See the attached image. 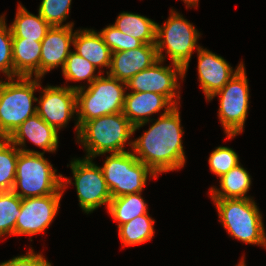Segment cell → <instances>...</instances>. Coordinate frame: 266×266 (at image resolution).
I'll use <instances>...</instances> for the list:
<instances>
[{
  "label": "cell",
  "mask_w": 266,
  "mask_h": 266,
  "mask_svg": "<svg viewBox=\"0 0 266 266\" xmlns=\"http://www.w3.org/2000/svg\"><path fill=\"white\" fill-rule=\"evenodd\" d=\"M178 107L165 109L148 131L128 144L133 154L148 166L156 176L184 166L186 161L182 145L183 130ZM138 155V156H137Z\"/></svg>",
  "instance_id": "cell-1"
},
{
  "label": "cell",
  "mask_w": 266,
  "mask_h": 266,
  "mask_svg": "<svg viewBox=\"0 0 266 266\" xmlns=\"http://www.w3.org/2000/svg\"><path fill=\"white\" fill-rule=\"evenodd\" d=\"M19 149L12 191L21 199L63 194L64 187L72 183L67 177H62V174H56L57 170L43 157L44 152Z\"/></svg>",
  "instance_id": "cell-2"
},
{
  "label": "cell",
  "mask_w": 266,
  "mask_h": 266,
  "mask_svg": "<svg viewBox=\"0 0 266 266\" xmlns=\"http://www.w3.org/2000/svg\"><path fill=\"white\" fill-rule=\"evenodd\" d=\"M126 83L107 74L99 76L85 90L84 86H68L76 90L77 136L79 128L89 120L123 112Z\"/></svg>",
  "instance_id": "cell-3"
},
{
  "label": "cell",
  "mask_w": 266,
  "mask_h": 266,
  "mask_svg": "<svg viewBox=\"0 0 266 266\" xmlns=\"http://www.w3.org/2000/svg\"><path fill=\"white\" fill-rule=\"evenodd\" d=\"M133 135V125L123 112L104 115L86 121L80 128L77 142L83 144L92 159L105 153H123L124 145Z\"/></svg>",
  "instance_id": "cell-4"
},
{
  "label": "cell",
  "mask_w": 266,
  "mask_h": 266,
  "mask_svg": "<svg viewBox=\"0 0 266 266\" xmlns=\"http://www.w3.org/2000/svg\"><path fill=\"white\" fill-rule=\"evenodd\" d=\"M39 77L8 78L0 81V138H8L28 118L37 113L34 92L41 86ZM39 81V82H38Z\"/></svg>",
  "instance_id": "cell-5"
},
{
  "label": "cell",
  "mask_w": 266,
  "mask_h": 266,
  "mask_svg": "<svg viewBox=\"0 0 266 266\" xmlns=\"http://www.w3.org/2000/svg\"><path fill=\"white\" fill-rule=\"evenodd\" d=\"M212 200L230 236L247 244L266 246L262 215L252 198Z\"/></svg>",
  "instance_id": "cell-6"
},
{
  "label": "cell",
  "mask_w": 266,
  "mask_h": 266,
  "mask_svg": "<svg viewBox=\"0 0 266 266\" xmlns=\"http://www.w3.org/2000/svg\"><path fill=\"white\" fill-rule=\"evenodd\" d=\"M199 36L200 34L190 22L181 14L171 10L170 17L162 27L156 24L155 45L158 58L165 60L162 50L166 48V54L172 63L180 65L183 68V76H185L193 50L201 47L197 45Z\"/></svg>",
  "instance_id": "cell-7"
},
{
  "label": "cell",
  "mask_w": 266,
  "mask_h": 266,
  "mask_svg": "<svg viewBox=\"0 0 266 266\" xmlns=\"http://www.w3.org/2000/svg\"><path fill=\"white\" fill-rule=\"evenodd\" d=\"M101 169L112 198L140 193L148 175L157 177L130 151L110 154Z\"/></svg>",
  "instance_id": "cell-8"
},
{
  "label": "cell",
  "mask_w": 266,
  "mask_h": 266,
  "mask_svg": "<svg viewBox=\"0 0 266 266\" xmlns=\"http://www.w3.org/2000/svg\"><path fill=\"white\" fill-rule=\"evenodd\" d=\"M219 96V119L225 129L228 139L243 132L248 104L249 85L244 65L234 74L229 82L219 91L214 93L208 100Z\"/></svg>",
  "instance_id": "cell-9"
},
{
  "label": "cell",
  "mask_w": 266,
  "mask_h": 266,
  "mask_svg": "<svg viewBox=\"0 0 266 266\" xmlns=\"http://www.w3.org/2000/svg\"><path fill=\"white\" fill-rule=\"evenodd\" d=\"M70 167L82 210L88 214L103 204H106L108 209L112 197L101 167L88 158L74 159Z\"/></svg>",
  "instance_id": "cell-10"
},
{
  "label": "cell",
  "mask_w": 266,
  "mask_h": 266,
  "mask_svg": "<svg viewBox=\"0 0 266 266\" xmlns=\"http://www.w3.org/2000/svg\"><path fill=\"white\" fill-rule=\"evenodd\" d=\"M162 60H158L149 68L142 70L134 75L128 82L126 88H131L132 92H151L164 95L174 106L177 102L174 99H180L178 96L179 84L177 78L179 75L182 79L183 68L180 65L174 64L172 66H162ZM178 93V94H176Z\"/></svg>",
  "instance_id": "cell-11"
},
{
  "label": "cell",
  "mask_w": 266,
  "mask_h": 266,
  "mask_svg": "<svg viewBox=\"0 0 266 266\" xmlns=\"http://www.w3.org/2000/svg\"><path fill=\"white\" fill-rule=\"evenodd\" d=\"M62 194L22 199L14 235H35L45 232L57 215Z\"/></svg>",
  "instance_id": "cell-12"
},
{
  "label": "cell",
  "mask_w": 266,
  "mask_h": 266,
  "mask_svg": "<svg viewBox=\"0 0 266 266\" xmlns=\"http://www.w3.org/2000/svg\"><path fill=\"white\" fill-rule=\"evenodd\" d=\"M37 100V114L57 131L77 113L76 90L60 86H47Z\"/></svg>",
  "instance_id": "cell-13"
},
{
  "label": "cell",
  "mask_w": 266,
  "mask_h": 266,
  "mask_svg": "<svg viewBox=\"0 0 266 266\" xmlns=\"http://www.w3.org/2000/svg\"><path fill=\"white\" fill-rule=\"evenodd\" d=\"M197 52L200 86L208 100L214 93L222 89L244 64L241 62L234 71L221 56L202 47Z\"/></svg>",
  "instance_id": "cell-14"
},
{
  "label": "cell",
  "mask_w": 266,
  "mask_h": 266,
  "mask_svg": "<svg viewBox=\"0 0 266 266\" xmlns=\"http://www.w3.org/2000/svg\"><path fill=\"white\" fill-rule=\"evenodd\" d=\"M158 60L156 45L142 44L135 49L111 53L110 71L107 74L126 83Z\"/></svg>",
  "instance_id": "cell-15"
},
{
  "label": "cell",
  "mask_w": 266,
  "mask_h": 266,
  "mask_svg": "<svg viewBox=\"0 0 266 266\" xmlns=\"http://www.w3.org/2000/svg\"><path fill=\"white\" fill-rule=\"evenodd\" d=\"M73 26L51 27L41 41L40 78L46 72L58 67L64 68L73 44Z\"/></svg>",
  "instance_id": "cell-16"
},
{
  "label": "cell",
  "mask_w": 266,
  "mask_h": 266,
  "mask_svg": "<svg viewBox=\"0 0 266 266\" xmlns=\"http://www.w3.org/2000/svg\"><path fill=\"white\" fill-rule=\"evenodd\" d=\"M175 107L164 95L151 92H131L125 94L123 114L133 125V133L149 123V115L161 109Z\"/></svg>",
  "instance_id": "cell-17"
},
{
  "label": "cell",
  "mask_w": 266,
  "mask_h": 266,
  "mask_svg": "<svg viewBox=\"0 0 266 266\" xmlns=\"http://www.w3.org/2000/svg\"><path fill=\"white\" fill-rule=\"evenodd\" d=\"M58 131L48 125L37 113L28 118L7 139L15 146H25V137L45 151L55 152Z\"/></svg>",
  "instance_id": "cell-18"
},
{
  "label": "cell",
  "mask_w": 266,
  "mask_h": 266,
  "mask_svg": "<svg viewBox=\"0 0 266 266\" xmlns=\"http://www.w3.org/2000/svg\"><path fill=\"white\" fill-rule=\"evenodd\" d=\"M13 78H40L41 42L25 38H12Z\"/></svg>",
  "instance_id": "cell-19"
},
{
  "label": "cell",
  "mask_w": 266,
  "mask_h": 266,
  "mask_svg": "<svg viewBox=\"0 0 266 266\" xmlns=\"http://www.w3.org/2000/svg\"><path fill=\"white\" fill-rule=\"evenodd\" d=\"M73 45L76 53L97 67L110 68L111 51L95 30H77L74 34Z\"/></svg>",
  "instance_id": "cell-20"
},
{
  "label": "cell",
  "mask_w": 266,
  "mask_h": 266,
  "mask_svg": "<svg viewBox=\"0 0 266 266\" xmlns=\"http://www.w3.org/2000/svg\"><path fill=\"white\" fill-rule=\"evenodd\" d=\"M251 177L240 163L220 177L221 189L211 188L212 199L250 198L246 194L250 189Z\"/></svg>",
  "instance_id": "cell-21"
},
{
  "label": "cell",
  "mask_w": 266,
  "mask_h": 266,
  "mask_svg": "<svg viewBox=\"0 0 266 266\" xmlns=\"http://www.w3.org/2000/svg\"><path fill=\"white\" fill-rule=\"evenodd\" d=\"M156 24L143 15L122 12L113 26L124 34L140 40L143 44H155Z\"/></svg>",
  "instance_id": "cell-22"
},
{
  "label": "cell",
  "mask_w": 266,
  "mask_h": 266,
  "mask_svg": "<svg viewBox=\"0 0 266 266\" xmlns=\"http://www.w3.org/2000/svg\"><path fill=\"white\" fill-rule=\"evenodd\" d=\"M13 37L41 42L51 26L40 16L28 12L19 4L14 22L10 26Z\"/></svg>",
  "instance_id": "cell-23"
},
{
  "label": "cell",
  "mask_w": 266,
  "mask_h": 266,
  "mask_svg": "<svg viewBox=\"0 0 266 266\" xmlns=\"http://www.w3.org/2000/svg\"><path fill=\"white\" fill-rule=\"evenodd\" d=\"M107 210L114 221L118 222V227L140 215L148 213L147 205L141 196V192L112 198Z\"/></svg>",
  "instance_id": "cell-24"
},
{
  "label": "cell",
  "mask_w": 266,
  "mask_h": 266,
  "mask_svg": "<svg viewBox=\"0 0 266 266\" xmlns=\"http://www.w3.org/2000/svg\"><path fill=\"white\" fill-rule=\"evenodd\" d=\"M153 220L148 213L140 215L118 227L123 246L145 243L154 235Z\"/></svg>",
  "instance_id": "cell-25"
},
{
  "label": "cell",
  "mask_w": 266,
  "mask_h": 266,
  "mask_svg": "<svg viewBox=\"0 0 266 266\" xmlns=\"http://www.w3.org/2000/svg\"><path fill=\"white\" fill-rule=\"evenodd\" d=\"M19 147L0 138V192L12 191L16 178Z\"/></svg>",
  "instance_id": "cell-26"
},
{
  "label": "cell",
  "mask_w": 266,
  "mask_h": 266,
  "mask_svg": "<svg viewBox=\"0 0 266 266\" xmlns=\"http://www.w3.org/2000/svg\"><path fill=\"white\" fill-rule=\"evenodd\" d=\"M22 199L13 191L0 192V237L14 235Z\"/></svg>",
  "instance_id": "cell-27"
},
{
  "label": "cell",
  "mask_w": 266,
  "mask_h": 266,
  "mask_svg": "<svg viewBox=\"0 0 266 266\" xmlns=\"http://www.w3.org/2000/svg\"><path fill=\"white\" fill-rule=\"evenodd\" d=\"M95 71L96 68L94 67V65L77 54L75 51H71L69 53L65 66L62 69V73L66 80H88L89 85L101 75V73L95 75Z\"/></svg>",
  "instance_id": "cell-28"
},
{
  "label": "cell",
  "mask_w": 266,
  "mask_h": 266,
  "mask_svg": "<svg viewBox=\"0 0 266 266\" xmlns=\"http://www.w3.org/2000/svg\"><path fill=\"white\" fill-rule=\"evenodd\" d=\"M72 0H42L38 13L51 26H73V23L63 25L68 17Z\"/></svg>",
  "instance_id": "cell-29"
},
{
  "label": "cell",
  "mask_w": 266,
  "mask_h": 266,
  "mask_svg": "<svg viewBox=\"0 0 266 266\" xmlns=\"http://www.w3.org/2000/svg\"><path fill=\"white\" fill-rule=\"evenodd\" d=\"M98 33L112 53L135 49L143 44L140 40L124 34L113 25L107 26Z\"/></svg>",
  "instance_id": "cell-30"
},
{
  "label": "cell",
  "mask_w": 266,
  "mask_h": 266,
  "mask_svg": "<svg viewBox=\"0 0 266 266\" xmlns=\"http://www.w3.org/2000/svg\"><path fill=\"white\" fill-rule=\"evenodd\" d=\"M210 170L219 178L239 164L237 153L225 146L217 147L209 157Z\"/></svg>",
  "instance_id": "cell-31"
},
{
  "label": "cell",
  "mask_w": 266,
  "mask_h": 266,
  "mask_svg": "<svg viewBox=\"0 0 266 266\" xmlns=\"http://www.w3.org/2000/svg\"><path fill=\"white\" fill-rule=\"evenodd\" d=\"M12 31L7 28L5 17H0V71L13 78Z\"/></svg>",
  "instance_id": "cell-32"
},
{
  "label": "cell",
  "mask_w": 266,
  "mask_h": 266,
  "mask_svg": "<svg viewBox=\"0 0 266 266\" xmlns=\"http://www.w3.org/2000/svg\"><path fill=\"white\" fill-rule=\"evenodd\" d=\"M0 266H51V263L43 255L35 254L33 250H30L26 255L0 263Z\"/></svg>",
  "instance_id": "cell-33"
},
{
  "label": "cell",
  "mask_w": 266,
  "mask_h": 266,
  "mask_svg": "<svg viewBox=\"0 0 266 266\" xmlns=\"http://www.w3.org/2000/svg\"><path fill=\"white\" fill-rule=\"evenodd\" d=\"M188 7L196 6L198 5L199 0H183Z\"/></svg>",
  "instance_id": "cell-34"
},
{
  "label": "cell",
  "mask_w": 266,
  "mask_h": 266,
  "mask_svg": "<svg viewBox=\"0 0 266 266\" xmlns=\"http://www.w3.org/2000/svg\"><path fill=\"white\" fill-rule=\"evenodd\" d=\"M237 266H246L245 261L241 259L240 263Z\"/></svg>",
  "instance_id": "cell-35"
}]
</instances>
